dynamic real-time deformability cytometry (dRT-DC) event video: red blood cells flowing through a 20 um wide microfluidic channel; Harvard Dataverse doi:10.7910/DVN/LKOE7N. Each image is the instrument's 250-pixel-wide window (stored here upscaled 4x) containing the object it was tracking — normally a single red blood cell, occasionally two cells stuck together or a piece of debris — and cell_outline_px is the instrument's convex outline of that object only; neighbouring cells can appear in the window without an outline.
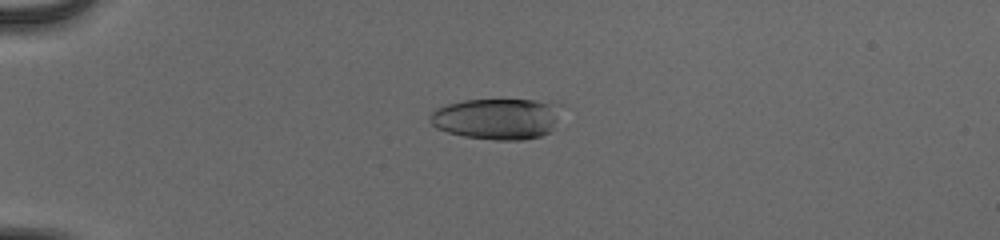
{"species": "human", "species_latin": "Homo sapiens", "temperature_condition": "cold", "stored_images_in_passage": 55, "camera_frame_rate_fps": 3000, "um_per_image_px": 0.085, "donor": {"sex": "male"}, "frame": {"image": 1, "passage_image": 16, "time_ms": 5.0, "image_size_px": [1000, 240], "cell_outline_px": [[564, 104], [556, 120], [548, 132], [540, 136], [520, 140], [492, 140], [464, 136], [448, 132], [436, 128], [428, 120], [428, 116], [436, 108], [448, 104], [464, 100], [536, 100]], "centroid_in_image_um": [42.23, 10.08], "position_along_channel_um": 42.8, "area_um2": 31.5}}
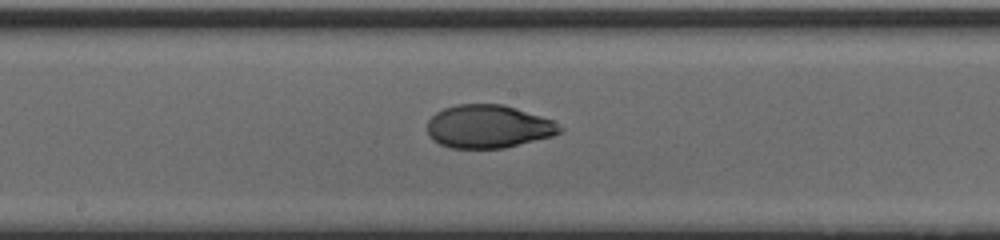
{"frame": {"image": 2, "passage_image": 32, "time_ms": 10.333, "image_size_px": [1000, 240], "cell_outline_px": [[564, 128], [560, 132], [552, 136], [504, 148], [452, 148], [440, 144], [432, 140], [428, 136], [428, 120], [436, 112], [444, 108], [456, 104], [504, 104], [552, 120]], "centroid_in_image_um": [41.49, 10.75], "position_along_channel_um": 206.7, "area_um2": 33.29}}
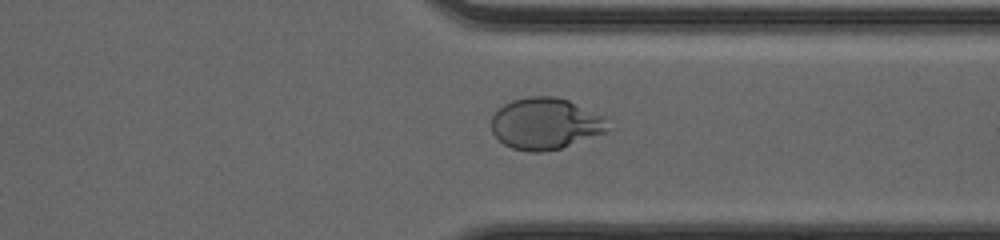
{"frame": {"image": 3, "passage_image": 44, "time_ms": 14.333, "image_size_px": [1000, 240], "cell_outline_px": [[608, 132], [560, 148], [540, 152], [532, 152], [512, 148], [504, 144], [492, 132], [492, 116], [504, 104], [512, 100], [528, 96], [556, 96], [568, 100], [604, 116], [608, 128]], "centroid_in_image_um": [46.36, 10.5], "position_along_channel_um": 365.0, "area_um2": 34.8}, "authors_computed_cell_mechanics": {"area_um2": 34.5066, "velocity_mm_per_s": 3.9511, "shape_relaxation_time_tau1_ms": 6.302, "shape_relaxation_time_tau2_ms": null, "deformation_change_tau1": 0.2554, "deformation_change_tau2": null}}